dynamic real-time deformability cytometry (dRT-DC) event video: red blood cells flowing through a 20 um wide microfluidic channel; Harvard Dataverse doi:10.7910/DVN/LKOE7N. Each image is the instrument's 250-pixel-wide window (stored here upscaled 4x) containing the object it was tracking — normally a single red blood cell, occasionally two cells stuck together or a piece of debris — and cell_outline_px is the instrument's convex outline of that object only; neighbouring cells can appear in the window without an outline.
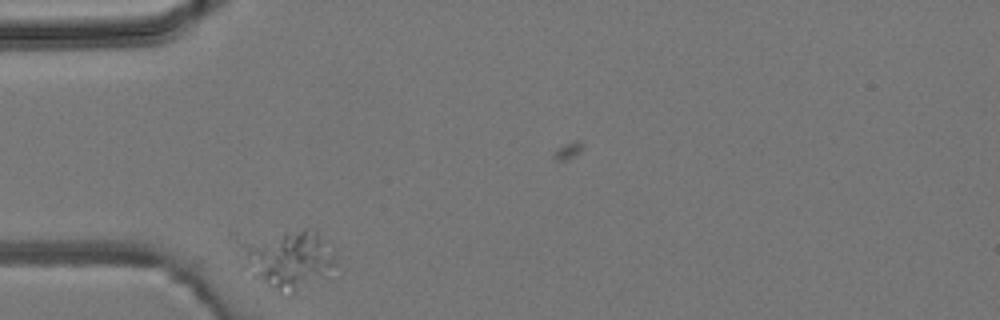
{"species": "common noctule bat (a hibernating species)", "species_latin": "Nyctalus noctula", "temperature_condition": "room temperature", "stored_images_in_passage": 4, "camera_frame_rate_fps": 3000, "um_per_image_px": 0.085, "animal": {"sex": "male", "body_mass_g": 19.2, "forearm_length_mm": 51.8}, "frame": {"image": 1, "passage_image": 1, "time_ms": 0.0, "image_size_px": [1000, 320], "cell_outline_px": [[336, 264], [288, 296], [252, 276], [240, 264], [228, 240], [228, 236], [232, 232], [304, 228], [316, 232], [332, 256]], "centroid_in_image_um": [23.98, 21.82], "position_along_channel_um": 61.0, "area_um2": 34.68}}
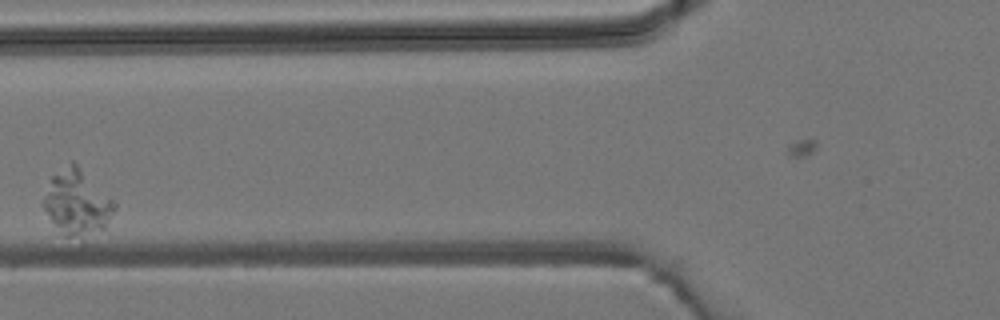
{"frame": {"image": 2, "passage_image": 3, "time_ms": 2.0, "image_size_px": [1000, 320], "cell_outline_px": [[116, 208], [104, 228], [68, 236], [64, 236], [40, 204], [52, 176], [72, 160], [112, 196], [116, 204]], "centroid_in_image_um": [6.55, 17.14], "position_along_channel_um": 119.2, "area_um2": 26.24}}